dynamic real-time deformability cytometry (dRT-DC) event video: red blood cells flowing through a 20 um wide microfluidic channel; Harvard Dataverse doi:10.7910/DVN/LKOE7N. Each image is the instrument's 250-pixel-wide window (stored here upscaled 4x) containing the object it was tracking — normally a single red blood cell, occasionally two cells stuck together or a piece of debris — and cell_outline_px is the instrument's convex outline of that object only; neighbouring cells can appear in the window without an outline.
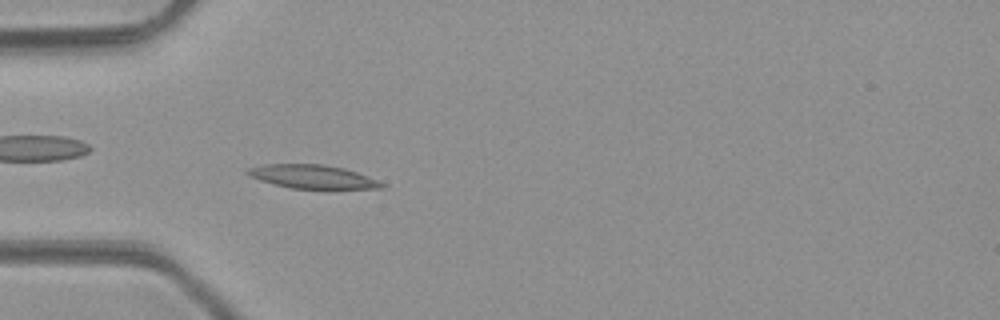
{"species": "common noctule bat (a hibernating species)", "species_latin": "Nyctalus noctula", "temperature_condition": "room temperature", "stored_images_in_passage": 49, "camera_frame_rate_fps": 3000, "um_per_image_px": 0.085, "animal": {"sex": "male", "body_mass_g": 23.1, "forearm_length_mm": 52.7}, "frame": {"image": 1, "passage_image": 15, "time_ms": 4.667, "image_size_px": [1000, 320], "cell_outline_px": [[384, 188], [328, 192], [292, 188], [272, 184], [260, 180], [244, 172], [248, 168], [264, 164], [324, 164], [344, 168], [368, 176], [384, 184]], "centroid_in_image_um": [26.66, 15.08], "position_along_channel_um": 58.3, "area_um2": 19.48}}
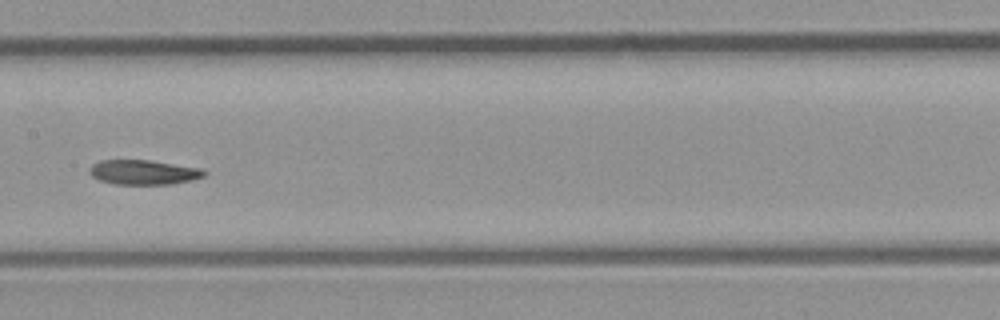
{"frame": {"image": 2, "passage_image": 25, "time_ms": 8.0, "image_size_px": [1000, 320], "cell_outline_px": [[208, 172], [204, 176], [192, 180], [172, 184], [116, 184], [100, 180], [92, 176], [88, 172], [88, 168], [92, 164], [100, 160], [152, 160], [204, 168]], "centroid_in_image_um": [12.24, 14.63], "position_along_channel_um": 195.2, "area_um2": 16.76}}
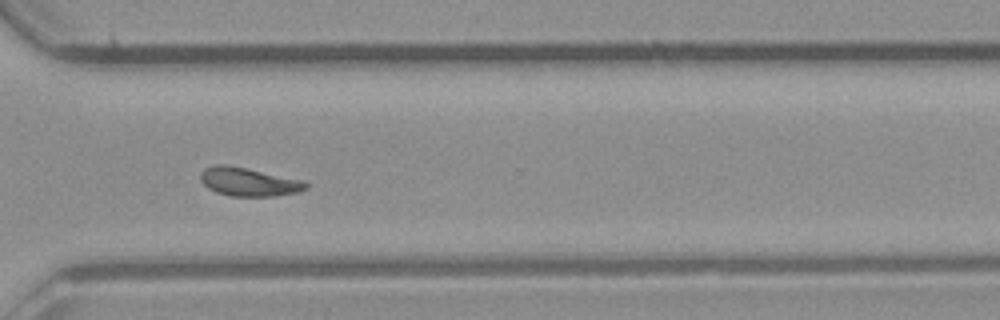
{"frame": {"image": 3, "passage_image": 36, "time_ms": 11.667, "image_size_px": [1000, 320], "cell_outline_px": [[308, 188], [300, 192], [272, 196], [228, 196], [216, 192], [208, 188], [200, 180], [200, 172], [204, 168], [212, 164], [228, 164], [304, 180], [308, 184]], "centroid_in_image_um": [21.12, 15.44], "position_along_channel_um": 349.5, "area_um2": 17.8}, "authors_computed_cell_mechanics": {"area_um2": 17.6868, "velocity_mm_per_s": 4.2181, "shape_relaxation_time_tau1_ms": 4.8669, "shape_relaxation_time_tau2_ms": 5.9462, "deformation_change_tau1": 0.1854, "deformation_change_tau2": 0.1476}}